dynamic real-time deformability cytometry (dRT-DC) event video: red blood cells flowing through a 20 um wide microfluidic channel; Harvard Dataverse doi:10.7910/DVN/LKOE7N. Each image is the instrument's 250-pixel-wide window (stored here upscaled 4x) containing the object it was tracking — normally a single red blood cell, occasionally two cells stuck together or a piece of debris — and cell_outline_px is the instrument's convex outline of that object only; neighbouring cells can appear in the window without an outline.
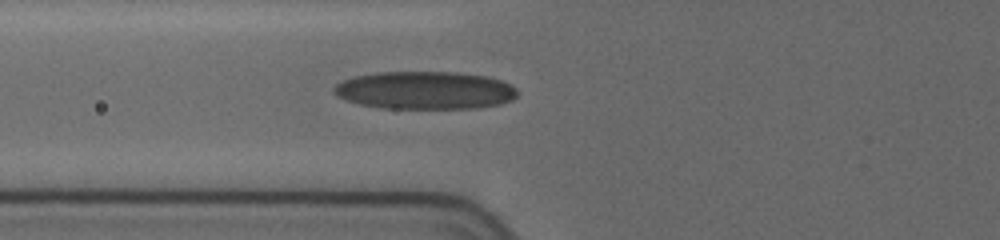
{"species": "human", "species_latin": "Homo sapiens", "temperature_condition": "cold", "stored_images_in_passage": 33, "camera_frame_rate_fps": 3000, "um_per_image_px": 0.085, "donor": {"sex": "female"}, "frame": {"image": 1, "passage_image": 9, "time_ms": 7.0, "image_size_px": [1000, 240], "cell_outline_px": [[516, 96], [512, 100], [500, 104], [476, 108], [384, 108], [360, 104], [348, 100], [340, 96], [332, 88], [336, 84], [344, 80], [356, 76], [380, 72], [456, 72], [484, 76], [500, 80], [516, 88]], "centroid_in_image_um": [36.15, 7.67], "position_along_channel_um": 89.7, "area_um2": 40.0}}
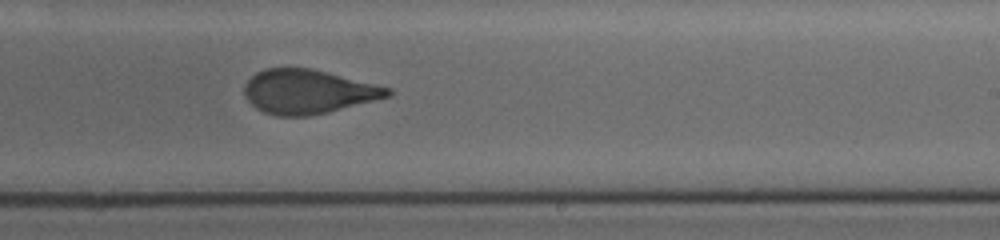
{"frame": {"image": 2, "passage_image": 18, "time_ms": 11.667, "image_size_px": [1000, 240], "cell_outline_px": [[392, 92], [388, 96], [328, 112], [308, 116], [276, 116], [264, 112], [256, 108], [244, 96], [244, 84], [256, 72], [264, 68], [312, 68], [392, 88]], "centroid_in_image_um": [26.14, 7.78], "position_along_channel_um": 262.9, "area_um2": 36.7}}
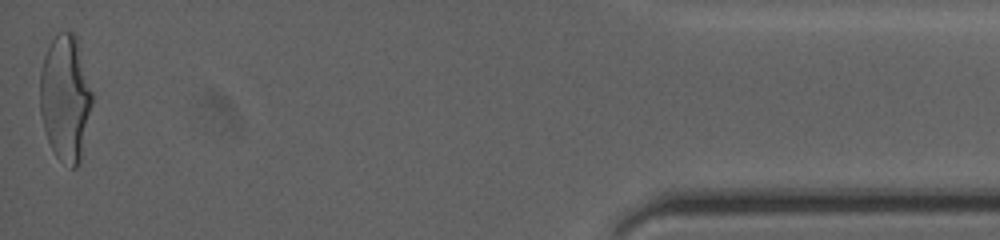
{"frame": {"image": 3, "passage_image": 33, "time_ms": 18.0, "image_size_px": [1000, 240], "cell_outline_px": [[92, 104], [80, 164], [76, 168], [72, 168], [56, 156], [48, 140], [44, 128], [40, 112], [40, 72], [44, 56], [56, 32], [72, 32], [76, 36], [92, 92]], "centroid_in_image_um": [5.55, 8.34], "position_along_channel_um": 429.6, "area_um2": 38.15}, "authors_computed_cell_mechanics": {"area_um2": 37.9168, "velocity_mm_per_s": 3.6894, "shape_relaxation_time_tau1_ms": 4.7874, "shape_relaxation_time_tau2_ms": 1.1234, "deformation_change_tau1": 0.1876, "deformation_change_tau2": 0.0902}}